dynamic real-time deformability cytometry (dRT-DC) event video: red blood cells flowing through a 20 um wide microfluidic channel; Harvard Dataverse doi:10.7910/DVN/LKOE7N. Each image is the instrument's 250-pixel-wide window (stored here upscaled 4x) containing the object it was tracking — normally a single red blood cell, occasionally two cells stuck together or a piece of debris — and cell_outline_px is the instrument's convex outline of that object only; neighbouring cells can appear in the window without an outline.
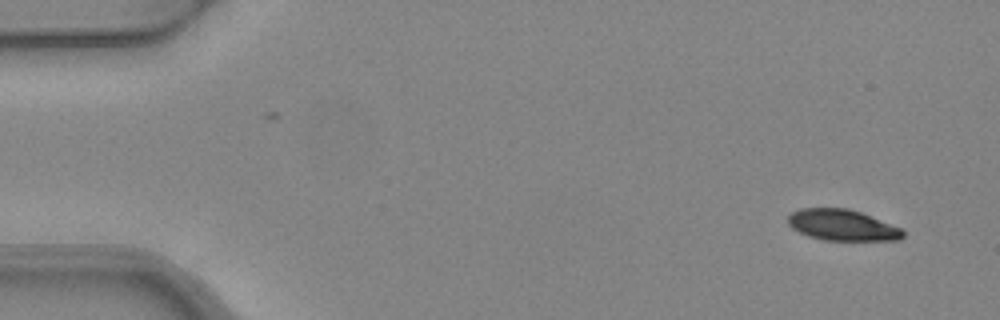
{"species": "common noctule bat (a hibernating species)", "species_latin": "Nyctalus noctula", "temperature_condition": "warm", "stored_images_in_passage": 2, "camera_frame_rate_fps": 3000, "um_per_image_px": 0.085, "animal": {"sex": "female", "body_mass_g": 24.6, "forearm_length_mm": 56.2}, "frame": {"image": 1, "passage_image": 2, "time_ms": 0.333, "image_size_px": [1000, 320], "cell_outline_px": [[904, 236], [900, 240], [824, 240], [808, 236], [792, 228], [788, 224], [788, 216], [792, 212], [800, 208], [848, 208], [860, 212], [900, 228], [904, 232]], "centroid_in_image_um": [71.56, 19.13], "position_along_channel_um": 13.4, "area_um2": 20.63}}